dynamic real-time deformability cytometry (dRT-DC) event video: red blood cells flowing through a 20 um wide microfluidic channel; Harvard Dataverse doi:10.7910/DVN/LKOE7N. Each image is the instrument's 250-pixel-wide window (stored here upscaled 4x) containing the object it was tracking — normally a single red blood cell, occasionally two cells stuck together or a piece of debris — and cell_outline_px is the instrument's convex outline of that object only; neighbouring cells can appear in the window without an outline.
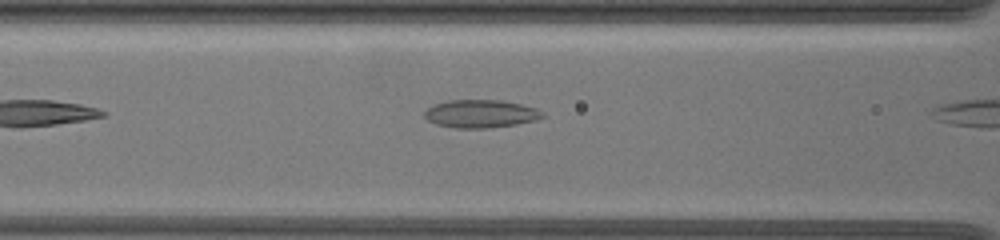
{"species": "common noctule bat (a hibernating species)", "species_latin": "Nyctalus noctula", "temperature_condition": "warm", "stored_images_in_passage": 5, "camera_frame_rate_fps": 3000, "um_per_image_px": 0.085, "animal": {"sex": "female", "body_mass_g": 19.5, "forearm_length_mm": 54.1}, "frame": {"image": 1, "passage_image": 4, "time_ms": 0.667, "image_size_px": [1000, 240], "cell_outline_px": [[544, 116], [536, 120], [516, 124], [488, 128], [456, 128], [436, 124], [428, 120], [424, 116], [424, 112], [432, 104], [448, 100], [504, 100], [536, 108], [544, 112]], "centroid_in_image_um": [40.85, 9.66], "position_along_channel_um": 125.8, "area_um2": 19.31}}